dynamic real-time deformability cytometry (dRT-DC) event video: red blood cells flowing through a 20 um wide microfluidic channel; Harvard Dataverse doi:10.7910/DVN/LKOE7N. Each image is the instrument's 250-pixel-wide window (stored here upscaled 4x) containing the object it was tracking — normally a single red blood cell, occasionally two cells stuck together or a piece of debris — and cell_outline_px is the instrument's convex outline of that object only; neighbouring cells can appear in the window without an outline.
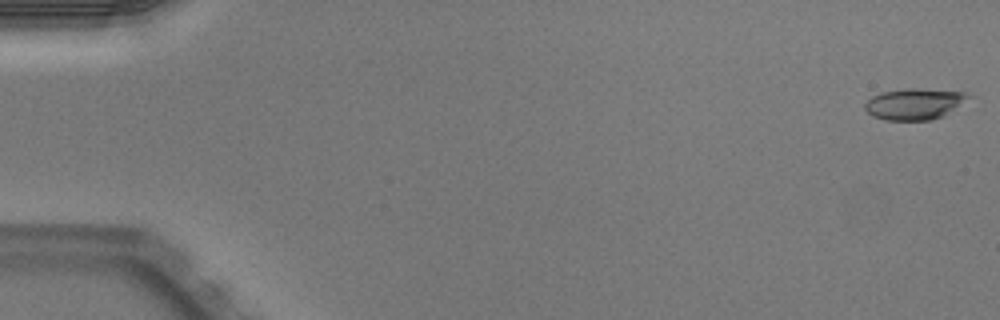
{"species": "Egyptian fruit bat (a non-hibernating species)", "species_latin": "Rousettus aegyptiacus", "temperature_condition": "warm", "stored_images_in_passage": 51, "camera_frame_rate_fps": 3000, "um_per_image_px": 0.085, "animal": {"sex": "male"}, "frame": {"image": 1, "passage_image": 1, "time_ms": 0.0, "image_size_px": [1000, 320], "cell_outline_px": [[976, 96], [944, 116], [932, 120], [884, 120], [872, 116], [864, 108], [864, 104], [872, 96], [884, 92], [904, 88], [916, 88], [968, 92]], "centroid_in_image_um": [77.81, 8.83], "position_along_channel_um": 7.2, "area_um2": 19.25}}
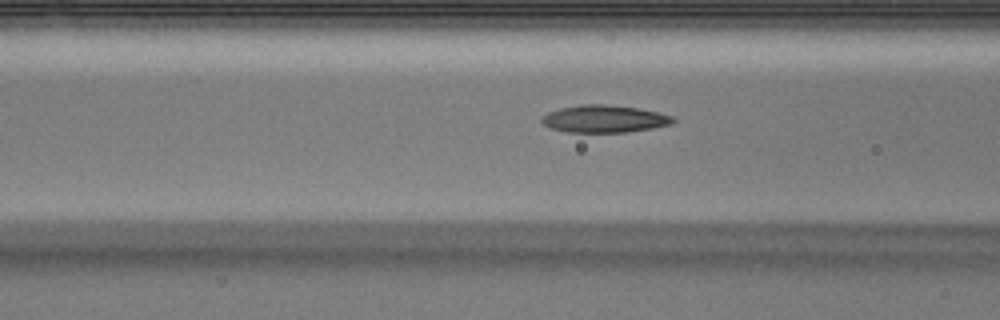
{"frame": {"image": 2, "passage_image": 21, "time_ms": 6.667, "image_size_px": [1000, 320], "cell_outline_px": [[676, 120], [672, 124], [652, 128], [628, 132], [568, 132], [552, 128], [544, 124], [540, 120], [548, 112], [560, 108], [580, 104], [604, 104], [640, 108], [660, 112], [672, 116]], "centroid_in_image_um": [51.41, 10.09], "position_along_channel_um": 115.2, "area_um2": 20.98}}
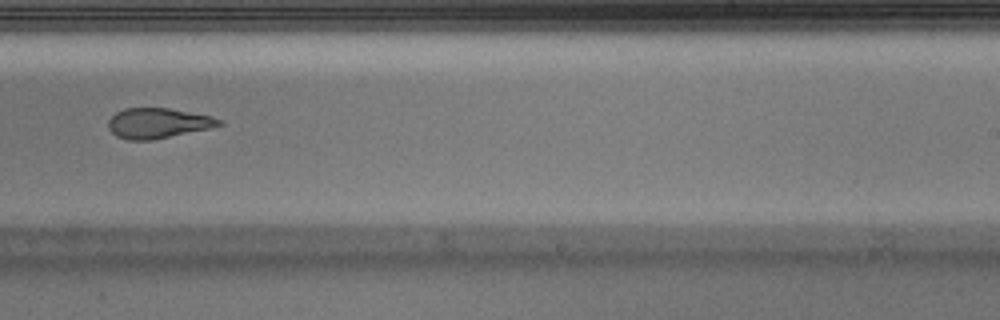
{"frame": {"image": 3, "passage_image": 33, "time_ms": 10.667, "image_size_px": [1000, 320], "cell_outline_px": [[224, 124], [212, 128], [152, 140], [128, 140], [116, 136], [108, 128], [108, 120], [116, 112], [124, 108], [168, 108], [212, 116], [220, 120]], "centroid_in_image_um": [13.42, 10.47], "position_along_channel_um": 275.6, "area_um2": 19.54}, "authors_computed_cell_mechanics": {"area_um2": 20.4034, "velocity_mm_per_s": 4.0116, "shape_relaxation_time_tau1_ms": 5.1772, "shape_relaxation_time_tau2_ms": 2.6056, "deformation_change_tau1": 0.1913, "deformation_change_tau2": 0.1154}}